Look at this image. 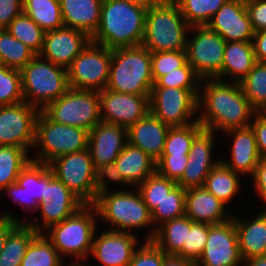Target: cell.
<instances>
[{
    "instance_id": "cell-15",
    "label": "cell",
    "mask_w": 266,
    "mask_h": 266,
    "mask_svg": "<svg viewBox=\"0 0 266 266\" xmlns=\"http://www.w3.org/2000/svg\"><path fill=\"white\" fill-rule=\"evenodd\" d=\"M243 263L234 219L209 227L207 243L196 266H239Z\"/></svg>"
},
{
    "instance_id": "cell-57",
    "label": "cell",
    "mask_w": 266,
    "mask_h": 266,
    "mask_svg": "<svg viewBox=\"0 0 266 266\" xmlns=\"http://www.w3.org/2000/svg\"><path fill=\"white\" fill-rule=\"evenodd\" d=\"M163 266H196V263L176 254L164 253Z\"/></svg>"
},
{
    "instance_id": "cell-42",
    "label": "cell",
    "mask_w": 266,
    "mask_h": 266,
    "mask_svg": "<svg viewBox=\"0 0 266 266\" xmlns=\"http://www.w3.org/2000/svg\"><path fill=\"white\" fill-rule=\"evenodd\" d=\"M176 185V181L168 179L155 171L144 182L140 183L137 189L149 211L152 212Z\"/></svg>"
},
{
    "instance_id": "cell-9",
    "label": "cell",
    "mask_w": 266,
    "mask_h": 266,
    "mask_svg": "<svg viewBox=\"0 0 266 266\" xmlns=\"http://www.w3.org/2000/svg\"><path fill=\"white\" fill-rule=\"evenodd\" d=\"M52 121L68 126L93 129L101 120L100 96L96 90L69 88L59 99L42 110Z\"/></svg>"
},
{
    "instance_id": "cell-3",
    "label": "cell",
    "mask_w": 266,
    "mask_h": 266,
    "mask_svg": "<svg viewBox=\"0 0 266 266\" xmlns=\"http://www.w3.org/2000/svg\"><path fill=\"white\" fill-rule=\"evenodd\" d=\"M152 52L142 45L111 49V65L106 88L119 93L150 95L154 85Z\"/></svg>"
},
{
    "instance_id": "cell-20",
    "label": "cell",
    "mask_w": 266,
    "mask_h": 266,
    "mask_svg": "<svg viewBox=\"0 0 266 266\" xmlns=\"http://www.w3.org/2000/svg\"><path fill=\"white\" fill-rule=\"evenodd\" d=\"M206 25L226 42H252L255 34L243 0H228Z\"/></svg>"
},
{
    "instance_id": "cell-48",
    "label": "cell",
    "mask_w": 266,
    "mask_h": 266,
    "mask_svg": "<svg viewBox=\"0 0 266 266\" xmlns=\"http://www.w3.org/2000/svg\"><path fill=\"white\" fill-rule=\"evenodd\" d=\"M164 252L152 241L133 252L129 266H163Z\"/></svg>"
},
{
    "instance_id": "cell-35",
    "label": "cell",
    "mask_w": 266,
    "mask_h": 266,
    "mask_svg": "<svg viewBox=\"0 0 266 266\" xmlns=\"http://www.w3.org/2000/svg\"><path fill=\"white\" fill-rule=\"evenodd\" d=\"M30 160L25 148L0 146V191L16 182L19 173Z\"/></svg>"
},
{
    "instance_id": "cell-30",
    "label": "cell",
    "mask_w": 266,
    "mask_h": 266,
    "mask_svg": "<svg viewBox=\"0 0 266 266\" xmlns=\"http://www.w3.org/2000/svg\"><path fill=\"white\" fill-rule=\"evenodd\" d=\"M257 63L252 42H226L221 73L223 76L234 78L233 82H240Z\"/></svg>"
},
{
    "instance_id": "cell-56",
    "label": "cell",
    "mask_w": 266,
    "mask_h": 266,
    "mask_svg": "<svg viewBox=\"0 0 266 266\" xmlns=\"http://www.w3.org/2000/svg\"><path fill=\"white\" fill-rule=\"evenodd\" d=\"M252 44L257 62H266V30L255 32Z\"/></svg>"
},
{
    "instance_id": "cell-62",
    "label": "cell",
    "mask_w": 266,
    "mask_h": 266,
    "mask_svg": "<svg viewBox=\"0 0 266 266\" xmlns=\"http://www.w3.org/2000/svg\"><path fill=\"white\" fill-rule=\"evenodd\" d=\"M69 266H86V265H84V264L82 265L81 263H80V264H79V263H78V264H75V263H74V264H71V265H69Z\"/></svg>"
},
{
    "instance_id": "cell-55",
    "label": "cell",
    "mask_w": 266,
    "mask_h": 266,
    "mask_svg": "<svg viewBox=\"0 0 266 266\" xmlns=\"http://www.w3.org/2000/svg\"><path fill=\"white\" fill-rule=\"evenodd\" d=\"M253 179L257 193L266 203V159L260 158Z\"/></svg>"
},
{
    "instance_id": "cell-53",
    "label": "cell",
    "mask_w": 266,
    "mask_h": 266,
    "mask_svg": "<svg viewBox=\"0 0 266 266\" xmlns=\"http://www.w3.org/2000/svg\"><path fill=\"white\" fill-rule=\"evenodd\" d=\"M250 126L255 135L259 156L266 159V113H256Z\"/></svg>"
},
{
    "instance_id": "cell-47",
    "label": "cell",
    "mask_w": 266,
    "mask_h": 266,
    "mask_svg": "<svg viewBox=\"0 0 266 266\" xmlns=\"http://www.w3.org/2000/svg\"><path fill=\"white\" fill-rule=\"evenodd\" d=\"M85 204H56L48 202H40L38 209L41 210L44 228L49 229L50 226L62 222L74 213H76Z\"/></svg>"
},
{
    "instance_id": "cell-19",
    "label": "cell",
    "mask_w": 266,
    "mask_h": 266,
    "mask_svg": "<svg viewBox=\"0 0 266 266\" xmlns=\"http://www.w3.org/2000/svg\"><path fill=\"white\" fill-rule=\"evenodd\" d=\"M213 130L202 128L194 137L188 154L187 166L177 185L184 189L192 187H203L210 171L220 161L212 160V148L214 144Z\"/></svg>"
},
{
    "instance_id": "cell-16",
    "label": "cell",
    "mask_w": 266,
    "mask_h": 266,
    "mask_svg": "<svg viewBox=\"0 0 266 266\" xmlns=\"http://www.w3.org/2000/svg\"><path fill=\"white\" fill-rule=\"evenodd\" d=\"M99 96L101 120L126 129L142 119L150 111V95L119 93L104 88L99 91Z\"/></svg>"
},
{
    "instance_id": "cell-25",
    "label": "cell",
    "mask_w": 266,
    "mask_h": 266,
    "mask_svg": "<svg viewBox=\"0 0 266 266\" xmlns=\"http://www.w3.org/2000/svg\"><path fill=\"white\" fill-rule=\"evenodd\" d=\"M234 138L231 148V163L223 160L220 162L232 169L235 173L251 174L252 177L256 166L260 161L254 132L251 126L235 128L225 131Z\"/></svg>"
},
{
    "instance_id": "cell-60",
    "label": "cell",
    "mask_w": 266,
    "mask_h": 266,
    "mask_svg": "<svg viewBox=\"0 0 266 266\" xmlns=\"http://www.w3.org/2000/svg\"><path fill=\"white\" fill-rule=\"evenodd\" d=\"M127 1L134 2V3L140 4V5L149 7L153 4L160 2L161 0H127Z\"/></svg>"
},
{
    "instance_id": "cell-11",
    "label": "cell",
    "mask_w": 266,
    "mask_h": 266,
    "mask_svg": "<svg viewBox=\"0 0 266 266\" xmlns=\"http://www.w3.org/2000/svg\"><path fill=\"white\" fill-rule=\"evenodd\" d=\"M111 65V49L90 41L67 69L72 89L101 91L106 88Z\"/></svg>"
},
{
    "instance_id": "cell-18",
    "label": "cell",
    "mask_w": 266,
    "mask_h": 266,
    "mask_svg": "<svg viewBox=\"0 0 266 266\" xmlns=\"http://www.w3.org/2000/svg\"><path fill=\"white\" fill-rule=\"evenodd\" d=\"M91 41L86 33L74 28L62 27L45 32L41 58L68 69L76 56Z\"/></svg>"
},
{
    "instance_id": "cell-2",
    "label": "cell",
    "mask_w": 266,
    "mask_h": 266,
    "mask_svg": "<svg viewBox=\"0 0 266 266\" xmlns=\"http://www.w3.org/2000/svg\"><path fill=\"white\" fill-rule=\"evenodd\" d=\"M147 8L127 0H103L100 23L91 41L109 49L141 45Z\"/></svg>"
},
{
    "instance_id": "cell-21",
    "label": "cell",
    "mask_w": 266,
    "mask_h": 266,
    "mask_svg": "<svg viewBox=\"0 0 266 266\" xmlns=\"http://www.w3.org/2000/svg\"><path fill=\"white\" fill-rule=\"evenodd\" d=\"M127 143L126 128L100 121L89 131L88 139V149L95 169L115 162Z\"/></svg>"
},
{
    "instance_id": "cell-33",
    "label": "cell",
    "mask_w": 266,
    "mask_h": 266,
    "mask_svg": "<svg viewBox=\"0 0 266 266\" xmlns=\"http://www.w3.org/2000/svg\"><path fill=\"white\" fill-rule=\"evenodd\" d=\"M238 179L237 173L220 162L210 171L203 187L221 202L227 204L239 191Z\"/></svg>"
},
{
    "instance_id": "cell-12",
    "label": "cell",
    "mask_w": 266,
    "mask_h": 266,
    "mask_svg": "<svg viewBox=\"0 0 266 266\" xmlns=\"http://www.w3.org/2000/svg\"><path fill=\"white\" fill-rule=\"evenodd\" d=\"M198 89H180L166 87H152L149 106L150 112L164 124L170 127L186 126L197 121L195 116L198 109Z\"/></svg>"
},
{
    "instance_id": "cell-43",
    "label": "cell",
    "mask_w": 266,
    "mask_h": 266,
    "mask_svg": "<svg viewBox=\"0 0 266 266\" xmlns=\"http://www.w3.org/2000/svg\"><path fill=\"white\" fill-rule=\"evenodd\" d=\"M24 101L21 72L0 66V106L14 105Z\"/></svg>"
},
{
    "instance_id": "cell-1",
    "label": "cell",
    "mask_w": 266,
    "mask_h": 266,
    "mask_svg": "<svg viewBox=\"0 0 266 266\" xmlns=\"http://www.w3.org/2000/svg\"><path fill=\"white\" fill-rule=\"evenodd\" d=\"M207 80V81H205ZM206 85L198 96L201 113L197 121L203 128L227 131L250 126L249 120L257 113L243 93L240 83L226 84L216 78L203 80Z\"/></svg>"
},
{
    "instance_id": "cell-28",
    "label": "cell",
    "mask_w": 266,
    "mask_h": 266,
    "mask_svg": "<svg viewBox=\"0 0 266 266\" xmlns=\"http://www.w3.org/2000/svg\"><path fill=\"white\" fill-rule=\"evenodd\" d=\"M232 218L243 260L266 256V211L249 222L235 216Z\"/></svg>"
},
{
    "instance_id": "cell-46",
    "label": "cell",
    "mask_w": 266,
    "mask_h": 266,
    "mask_svg": "<svg viewBox=\"0 0 266 266\" xmlns=\"http://www.w3.org/2000/svg\"><path fill=\"white\" fill-rule=\"evenodd\" d=\"M201 78L196 74L193 67L187 62L178 71H172L158 78L153 87L180 88V89H198L197 83ZM197 82V83H196Z\"/></svg>"
},
{
    "instance_id": "cell-31",
    "label": "cell",
    "mask_w": 266,
    "mask_h": 266,
    "mask_svg": "<svg viewBox=\"0 0 266 266\" xmlns=\"http://www.w3.org/2000/svg\"><path fill=\"white\" fill-rule=\"evenodd\" d=\"M193 223L186 215L174 218L156 229L152 241L165 254H177L183 248L187 229H190Z\"/></svg>"
},
{
    "instance_id": "cell-39",
    "label": "cell",
    "mask_w": 266,
    "mask_h": 266,
    "mask_svg": "<svg viewBox=\"0 0 266 266\" xmlns=\"http://www.w3.org/2000/svg\"><path fill=\"white\" fill-rule=\"evenodd\" d=\"M5 29L37 55L41 52L45 31L24 13L17 16Z\"/></svg>"
},
{
    "instance_id": "cell-29",
    "label": "cell",
    "mask_w": 266,
    "mask_h": 266,
    "mask_svg": "<svg viewBox=\"0 0 266 266\" xmlns=\"http://www.w3.org/2000/svg\"><path fill=\"white\" fill-rule=\"evenodd\" d=\"M128 186L136 187L156 171V162L140 148L127 143L115 160Z\"/></svg>"
},
{
    "instance_id": "cell-22",
    "label": "cell",
    "mask_w": 266,
    "mask_h": 266,
    "mask_svg": "<svg viewBox=\"0 0 266 266\" xmlns=\"http://www.w3.org/2000/svg\"><path fill=\"white\" fill-rule=\"evenodd\" d=\"M137 238L131 232L108 230L94 239L91 256L105 266H129Z\"/></svg>"
},
{
    "instance_id": "cell-23",
    "label": "cell",
    "mask_w": 266,
    "mask_h": 266,
    "mask_svg": "<svg viewBox=\"0 0 266 266\" xmlns=\"http://www.w3.org/2000/svg\"><path fill=\"white\" fill-rule=\"evenodd\" d=\"M169 128V125L164 124L149 111L142 119L127 129V141L157 162L162 157Z\"/></svg>"
},
{
    "instance_id": "cell-44",
    "label": "cell",
    "mask_w": 266,
    "mask_h": 266,
    "mask_svg": "<svg viewBox=\"0 0 266 266\" xmlns=\"http://www.w3.org/2000/svg\"><path fill=\"white\" fill-rule=\"evenodd\" d=\"M188 62L186 50L152 52L151 68L152 78L155 82L158 78L172 71H178Z\"/></svg>"
},
{
    "instance_id": "cell-5",
    "label": "cell",
    "mask_w": 266,
    "mask_h": 266,
    "mask_svg": "<svg viewBox=\"0 0 266 266\" xmlns=\"http://www.w3.org/2000/svg\"><path fill=\"white\" fill-rule=\"evenodd\" d=\"M43 61L36 55L20 70L24 101L40 111L70 88L67 69Z\"/></svg>"
},
{
    "instance_id": "cell-6",
    "label": "cell",
    "mask_w": 266,
    "mask_h": 266,
    "mask_svg": "<svg viewBox=\"0 0 266 266\" xmlns=\"http://www.w3.org/2000/svg\"><path fill=\"white\" fill-rule=\"evenodd\" d=\"M89 131L52 121L43 111L36 119L35 144L40 146L39 156L32 159L49 164L55 158L88 148Z\"/></svg>"
},
{
    "instance_id": "cell-17",
    "label": "cell",
    "mask_w": 266,
    "mask_h": 266,
    "mask_svg": "<svg viewBox=\"0 0 266 266\" xmlns=\"http://www.w3.org/2000/svg\"><path fill=\"white\" fill-rule=\"evenodd\" d=\"M54 177L48 164L30 160L19 173L16 182L3 190L23 208L38 210V204L42 201V197H45L46 186Z\"/></svg>"
},
{
    "instance_id": "cell-51",
    "label": "cell",
    "mask_w": 266,
    "mask_h": 266,
    "mask_svg": "<svg viewBox=\"0 0 266 266\" xmlns=\"http://www.w3.org/2000/svg\"><path fill=\"white\" fill-rule=\"evenodd\" d=\"M108 178L112 181L128 185L124 178L118 171V166H116L115 162L107 163L98 169H96V180L95 186L97 190V194L104 193L108 191V186L106 184L105 179Z\"/></svg>"
},
{
    "instance_id": "cell-34",
    "label": "cell",
    "mask_w": 266,
    "mask_h": 266,
    "mask_svg": "<svg viewBox=\"0 0 266 266\" xmlns=\"http://www.w3.org/2000/svg\"><path fill=\"white\" fill-rule=\"evenodd\" d=\"M244 95L257 113L266 111V62H257L239 82Z\"/></svg>"
},
{
    "instance_id": "cell-27",
    "label": "cell",
    "mask_w": 266,
    "mask_h": 266,
    "mask_svg": "<svg viewBox=\"0 0 266 266\" xmlns=\"http://www.w3.org/2000/svg\"><path fill=\"white\" fill-rule=\"evenodd\" d=\"M34 222L8 220V235L0 254V266H21L32 240L44 230Z\"/></svg>"
},
{
    "instance_id": "cell-61",
    "label": "cell",
    "mask_w": 266,
    "mask_h": 266,
    "mask_svg": "<svg viewBox=\"0 0 266 266\" xmlns=\"http://www.w3.org/2000/svg\"><path fill=\"white\" fill-rule=\"evenodd\" d=\"M257 1H260V0H243V2L245 4H250V3H253V2H257Z\"/></svg>"
},
{
    "instance_id": "cell-41",
    "label": "cell",
    "mask_w": 266,
    "mask_h": 266,
    "mask_svg": "<svg viewBox=\"0 0 266 266\" xmlns=\"http://www.w3.org/2000/svg\"><path fill=\"white\" fill-rule=\"evenodd\" d=\"M202 128L198 121L186 126L170 127L162 155H188L195 135Z\"/></svg>"
},
{
    "instance_id": "cell-32",
    "label": "cell",
    "mask_w": 266,
    "mask_h": 266,
    "mask_svg": "<svg viewBox=\"0 0 266 266\" xmlns=\"http://www.w3.org/2000/svg\"><path fill=\"white\" fill-rule=\"evenodd\" d=\"M23 13L45 32L64 27L59 0H23Z\"/></svg>"
},
{
    "instance_id": "cell-40",
    "label": "cell",
    "mask_w": 266,
    "mask_h": 266,
    "mask_svg": "<svg viewBox=\"0 0 266 266\" xmlns=\"http://www.w3.org/2000/svg\"><path fill=\"white\" fill-rule=\"evenodd\" d=\"M190 26L206 25L228 0H174Z\"/></svg>"
},
{
    "instance_id": "cell-10",
    "label": "cell",
    "mask_w": 266,
    "mask_h": 266,
    "mask_svg": "<svg viewBox=\"0 0 266 266\" xmlns=\"http://www.w3.org/2000/svg\"><path fill=\"white\" fill-rule=\"evenodd\" d=\"M54 176L84 204L93 205L97 198L96 169L90 150L61 155L49 164Z\"/></svg>"
},
{
    "instance_id": "cell-8",
    "label": "cell",
    "mask_w": 266,
    "mask_h": 266,
    "mask_svg": "<svg viewBox=\"0 0 266 266\" xmlns=\"http://www.w3.org/2000/svg\"><path fill=\"white\" fill-rule=\"evenodd\" d=\"M94 205L96 214L98 213L102 219H106L112 223V226L120 227L118 229H110L113 231L126 232L130 228L146 227L153 223L151 212L144 203L141 193L138 191L132 193L130 191H115L97 194Z\"/></svg>"
},
{
    "instance_id": "cell-24",
    "label": "cell",
    "mask_w": 266,
    "mask_h": 266,
    "mask_svg": "<svg viewBox=\"0 0 266 266\" xmlns=\"http://www.w3.org/2000/svg\"><path fill=\"white\" fill-rule=\"evenodd\" d=\"M225 204L204 187L186 189L185 215L193 222L219 224L232 216L225 215Z\"/></svg>"
},
{
    "instance_id": "cell-52",
    "label": "cell",
    "mask_w": 266,
    "mask_h": 266,
    "mask_svg": "<svg viewBox=\"0 0 266 266\" xmlns=\"http://www.w3.org/2000/svg\"><path fill=\"white\" fill-rule=\"evenodd\" d=\"M23 13V0H0V29Z\"/></svg>"
},
{
    "instance_id": "cell-4",
    "label": "cell",
    "mask_w": 266,
    "mask_h": 266,
    "mask_svg": "<svg viewBox=\"0 0 266 266\" xmlns=\"http://www.w3.org/2000/svg\"><path fill=\"white\" fill-rule=\"evenodd\" d=\"M190 28L174 0H161L147 8L141 45L151 52L186 50Z\"/></svg>"
},
{
    "instance_id": "cell-59",
    "label": "cell",
    "mask_w": 266,
    "mask_h": 266,
    "mask_svg": "<svg viewBox=\"0 0 266 266\" xmlns=\"http://www.w3.org/2000/svg\"><path fill=\"white\" fill-rule=\"evenodd\" d=\"M243 262L244 266H266V256L254 257Z\"/></svg>"
},
{
    "instance_id": "cell-54",
    "label": "cell",
    "mask_w": 266,
    "mask_h": 266,
    "mask_svg": "<svg viewBox=\"0 0 266 266\" xmlns=\"http://www.w3.org/2000/svg\"><path fill=\"white\" fill-rule=\"evenodd\" d=\"M245 5L254 32L266 30V0Z\"/></svg>"
},
{
    "instance_id": "cell-50",
    "label": "cell",
    "mask_w": 266,
    "mask_h": 266,
    "mask_svg": "<svg viewBox=\"0 0 266 266\" xmlns=\"http://www.w3.org/2000/svg\"><path fill=\"white\" fill-rule=\"evenodd\" d=\"M41 202L56 204H84L56 177H54L46 186L45 197H42Z\"/></svg>"
},
{
    "instance_id": "cell-58",
    "label": "cell",
    "mask_w": 266,
    "mask_h": 266,
    "mask_svg": "<svg viewBox=\"0 0 266 266\" xmlns=\"http://www.w3.org/2000/svg\"><path fill=\"white\" fill-rule=\"evenodd\" d=\"M8 220L21 222L17 220L16 218H14L9 213L0 215V254H1V251L3 250L4 243L8 235Z\"/></svg>"
},
{
    "instance_id": "cell-37",
    "label": "cell",
    "mask_w": 266,
    "mask_h": 266,
    "mask_svg": "<svg viewBox=\"0 0 266 266\" xmlns=\"http://www.w3.org/2000/svg\"><path fill=\"white\" fill-rule=\"evenodd\" d=\"M185 194L186 189L176 185L164 199L151 212L152 222H159L158 226L152 230L146 240H152L155 236L156 229L174 218L185 215Z\"/></svg>"
},
{
    "instance_id": "cell-14",
    "label": "cell",
    "mask_w": 266,
    "mask_h": 266,
    "mask_svg": "<svg viewBox=\"0 0 266 266\" xmlns=\"http://www.w3.org/2000/svg\"><path fill=\"white\" fill-rule=\"evenodd\" d=\"M40 110L25 101L0 106V146L31 148L35 144L36 119Z\"/></svg>"
},
{
    "instance_id": "cell-45",
    "label": "cell",
    "mask_w": 266,
    "mask_h": 266,
    "mask_svg": "<svg viewBox=\"0 0 266 266\" xmlns=\"http://www.w3.org/2000/svg\"><path fill=\"white\" fill-rule=\"evenodd\" d=\"M210 226L208 223L194 222L187 229L186 242L176 255L196 262L204 251Z\"/></svg>"
},
{
    "instance_id": "cell-26",
    "label": "cell",
    "mask_w": 266,
    "mask_h": 266,
    "mask_svg": "<svg viewBox=\"0 0 266 266\" xmlns=\"http://www.w3.org/2000/svg\"><path fill=\"white\" fill-rule=\"evenodd\" d=\"M65 27L93 37L100 23L103 0H59Z\"/></svg>"
},
{
    "instance_id": "cell-38",
    "label": "cell",
    "mask_w": 266,
    "mask_h": 266,
    "mask_svg": "<svg viewBox=\"0 0 266 266\" xmlns=\"http://www.w3.org/2000/svg\"><path fill=\"white\" fill-rule=\"evenodd\" d=\"M60 256L47 236L39 233L30 243L21 266H63Z\"/></svg>"
},
{
    "instance_id": "cell-36",
    "label": "cell",
    "mask_w": 266,
    "mask_h": 266,
    "mask_svg": "<svg viewBox=\"0 0 266 266\" xmlns=\"http://www.w3.org/2000/svg\"><path fill=\"white\" fill-rule=\"evenodd\" d=\"M37 54L14 38L6 29H0L1 65L21 70Z\"/></svg>"
},
{
    "instance_id": "cell-13",
    "label": "cell",
    "mask_w": 266,
    "mask_h": 266,
    "mask_svg": "<svg viewBox=\"0 0 266 266\" xmlns=\"http://www.w3.org/2000/svg\"><path fill=\"white\" fill-rule=\"evenodd\" d=\"M193 28L196 33L186 45L188 63L202 80L216 78L222 70L226 41L207 25Z\"/></svg>"
},
{
    "instance_id": "cell-49",
    "label": "cell",
    "mask_w": 266,
    "mask_h": 266,
    "mask_svg": "<svg viewBox=\"0 0 266 266\" xmlns=\"http://www.w3.org/2000/svg\"><path fill=\"white\" fill-rule=\"evenodd\" d=\"M187 161L188 155H162L156 162V171L177 182L184 173Z\"/></svg>"
},
{
    "instance_id": "cell-7",
    "label": "cell",
    "mask_w": 266,
    "mask_h": 266,
    "mask_svg": "<svg viewBox=\"0 0 266 266\" xmlns=\"http://www.w3.org/2000/svg\"><path fill=\"white\" fill-rule=\"evenodd\" d=\"M94 205L85 204L76 213L60 223L50 226L47 238L59 255H73L84 259L91 254L96 221ZM92 212V213H91Z\"/></svg>"
}]
</instances>
